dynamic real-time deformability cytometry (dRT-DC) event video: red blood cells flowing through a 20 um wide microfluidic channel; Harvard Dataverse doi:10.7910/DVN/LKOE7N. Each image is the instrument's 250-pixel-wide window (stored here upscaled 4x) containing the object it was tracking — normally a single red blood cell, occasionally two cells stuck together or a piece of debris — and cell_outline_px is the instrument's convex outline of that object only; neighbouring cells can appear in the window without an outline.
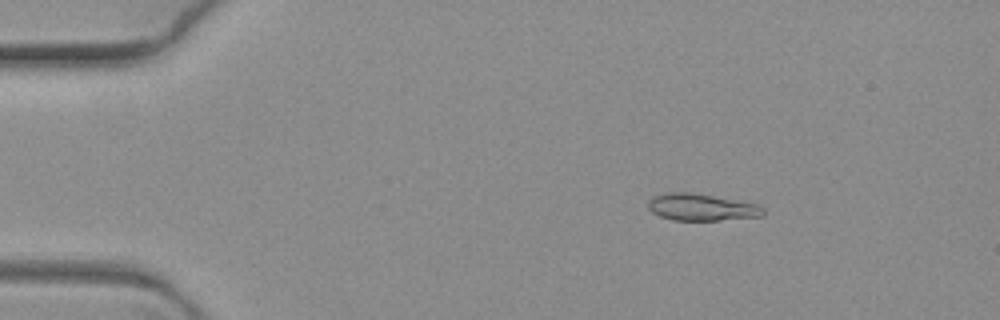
{"species": "common noctule bat (a hibernating species)", "species_latin": "Nyctalus noctula", "temperature_condition": "warm", "stored_images_in_passage": 7, "camera_frame_rate_fps": 3000, "um_per_image_px": 0.085, "animal": {"sex": "female", "body_mass_g": 19.3, "forearm_length_mm": 54.1}, "frame": {"image": 1, "passage_image": 3, "time_ms": 0.667, "image_size_px": [1000, 320], "cell_outline_px": [[764, 216], [720, 220], [672, 220], [660, 216], [652, 212], [648, 208], [648, 200], [652, 196], [668, 192], [688, 192], [712, 196], [756, 204], [764, 208]], "centroid_in_image_um": [59.59, 17.62], "position_along_channel_um": 25.4, "area_um2": 17.92}}
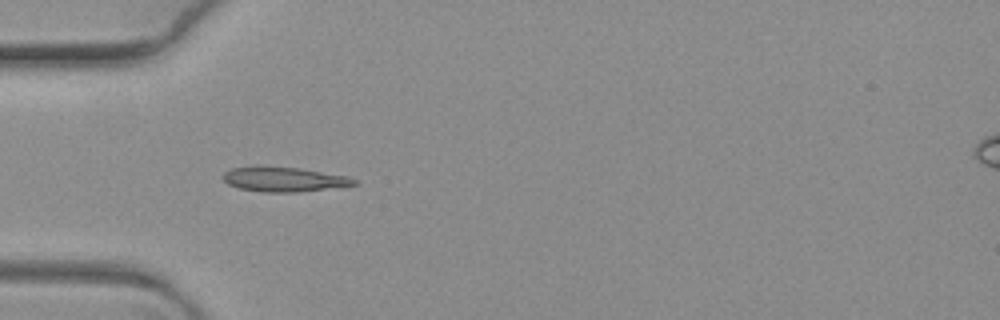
{"frame": {"image": 2, "passage_image": 6, "time_ms": 1.667, "image_size_px": [1000, 320], "cell_outline_px": [[360, 184], [300, 192], [260, 192], [240, 188], [228, 184], [224, 180], [224, 172], [232, 168], [300, 168], [348, 176], [356, 180]], "centroid_in_image_um": [24.21, 15.27], "position_along_channel_um": 60.8, "area_um2": 18.26}}
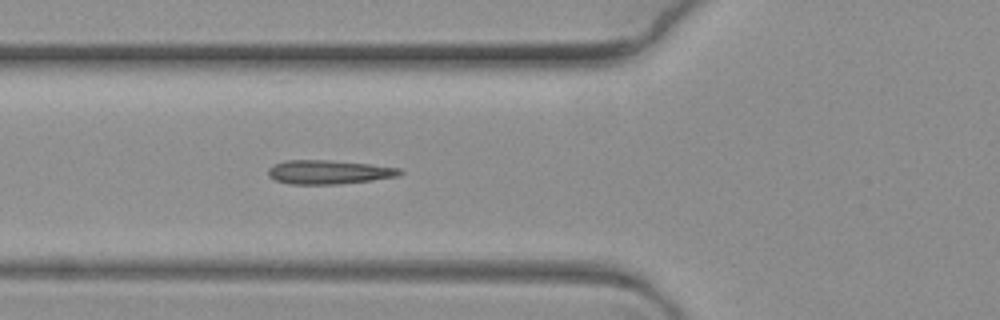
{"frame": {"image": 3, "passage_image": 7, "time_ms": 2.0, "image_size_px": [1000, 320], "cell_outline_px": [[404, 172], [396, 176], [372, 180], [340, 184], [288, 184], [276, 180], [268, 176], [268, 168], [272, 164], [284, 160], [328, 160], [368, 164], [400, 168]], "centroid_in_image_um": [27.89, 14.62], "position_along_channel_um": 97.9, "area_um2": 18.38}}